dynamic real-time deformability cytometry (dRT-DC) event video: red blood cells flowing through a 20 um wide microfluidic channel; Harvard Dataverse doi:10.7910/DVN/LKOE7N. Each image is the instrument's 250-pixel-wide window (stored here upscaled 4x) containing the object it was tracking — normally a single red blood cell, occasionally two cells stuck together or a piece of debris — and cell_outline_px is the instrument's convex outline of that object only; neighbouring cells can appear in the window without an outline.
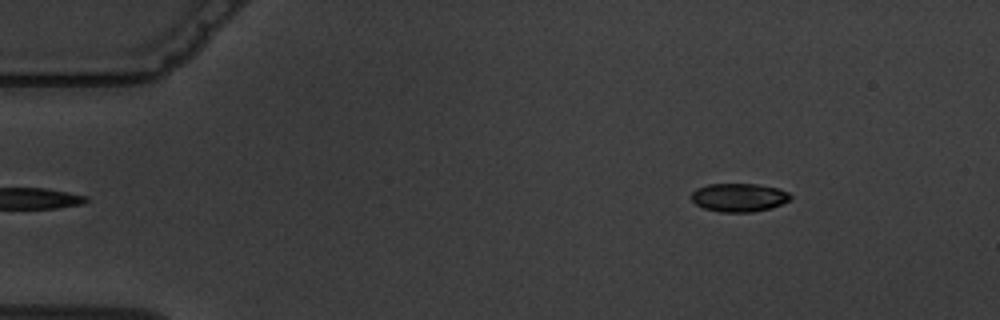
{"species": "common noctule bat (a hibernating species)", "species_latin": "Nyctalus noctula", "temperature_condition": "warm", "stored_images_in_passage": 4, "camera_frame_rate_fps": 3000, "um_per_image_px": 0.085, "animal": {"sex": "male", "body_mass_g": 19.5, "forearm_length_mm": 54.6}, "frame": {"image": 1, "passage_image": 1, "time_ms": 0.0, "image_size_px": [1000, 320], "cell_outline_px": [[792, 196], [788, 200], [772, 208], [752, 212], [720, 212], [704, 208], [696, 204], [688, 196], [696, 188], [708, 184], [756, 184], [780, 188], [788, 192]], "centroid_in_image_um": [62.78, 16.78], "position_along_channel_um": 22.2, "area_um2": 16.53}}